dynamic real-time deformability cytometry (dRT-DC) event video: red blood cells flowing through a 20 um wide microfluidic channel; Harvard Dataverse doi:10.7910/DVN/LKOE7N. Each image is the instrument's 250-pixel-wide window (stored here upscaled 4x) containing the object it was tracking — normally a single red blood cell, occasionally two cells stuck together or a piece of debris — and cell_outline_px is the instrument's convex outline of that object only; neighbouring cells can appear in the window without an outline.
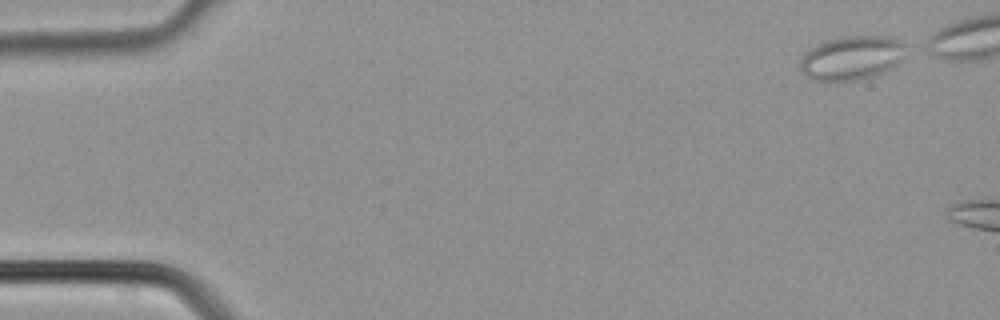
{"species": "common noctule bat (a hibernating species)", "species_latin": "Nyctalus noctula", "temperature_condition": "cold", "stored_images_in_passage": 5, "camera_frame_rate_fps": 3000, "um_per_image_px": 0.085, "animal": {"sex": "male", "body_mass_g": 21.5, "forearm_length_mm": 52.0}, "frame": {"image": 1, "passage_image": 1, "time_ms": 0.0, "image_size_px": [1000, 320], "cell_outline_px": [[904, 44], [896, 64], [872, 76], [856, 80], [836, 84], [828, 84], [812, 80], [800, 68], [800, 60], [816, 44], [828, 40], [844, 36], [888, 36]], "centroid_in_image_um": [72.28, 4.96], "position_along_channel_um": 12.7, "area_um2": 26.76}}